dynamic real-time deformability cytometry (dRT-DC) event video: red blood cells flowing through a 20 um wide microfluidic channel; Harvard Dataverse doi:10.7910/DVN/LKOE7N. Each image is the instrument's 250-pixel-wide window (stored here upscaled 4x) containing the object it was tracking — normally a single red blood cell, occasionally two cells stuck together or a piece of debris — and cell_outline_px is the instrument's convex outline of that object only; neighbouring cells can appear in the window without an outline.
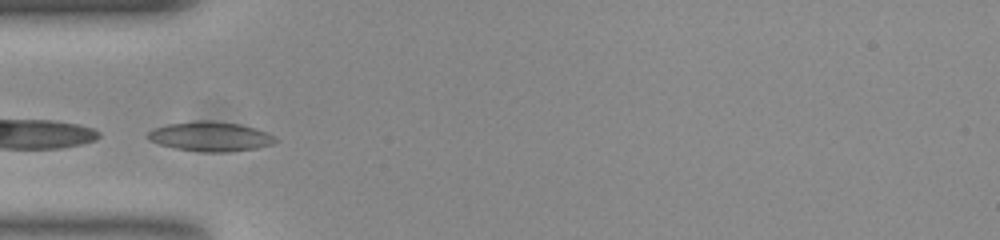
{"species": "common noctule bat (a hibernating species)", "species_latin": "Nyctalus noctula", "temperature_condition": "room temperature", "stored_images_in_passage": 14, "camera_frame_rate_fps": 3000, "um_per_image_px": 0.085, "animal": {"sex": "female", "body_mass_g": 23.0, "forearm_length_mm": 53.4}, "frame": {"image": 1, "passage_image": 1, "time_ms": 0.0, "image_size_px": [1000, 240], "cell_outline_px": [[280, 140], [272, 144], [256, 148], [224, 152], [204, 152], [176, 148], [160, 144], [148, 140], [148, 132], [152, 128], [168, 124], [192, 120], [212, 120], [240, 124], [256, 128]], "centroid_in_image_um": [17.86, 11.59], "position_along_channel_um": 67.1, "area_um2": 21.96}}
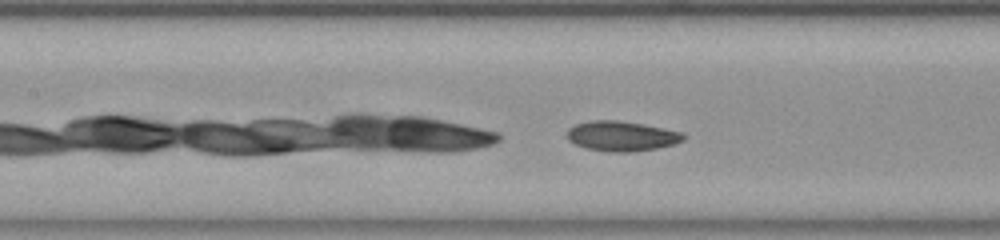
{"frame": {"image": 2, "passage_image": 8, "time_ms": 2.333, "image_size_px": [1000, 240], "cell_outline_px": [[684, 140], [672, 144], [656, 148], [632, 152], [608, 152], [588, 148], [576, 144], [568, 140], [568, 128], [576, 124], [592, 120], [616, 120], [640, 124], [680, 132], [684, 136]], "centroid_in_image_um": [52.79, 11.57], "position_along_channel_um": 154.6, "area_um2": 19.88}}
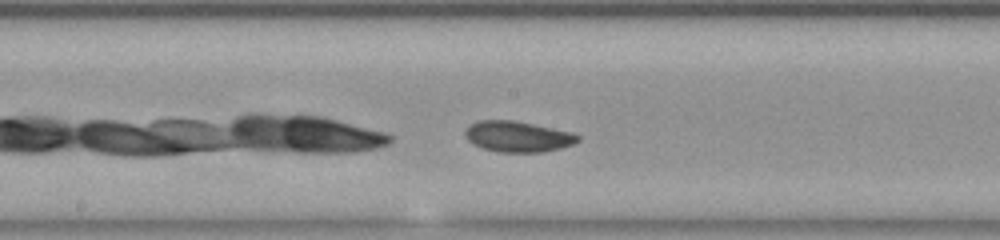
{"frame": {"image": 3, "passage_image": 12, "time_ms": 3.667, "image_size_px": [1000, 240], "cell_outline_px": [[580, 140], [572, 144], [560, 148], [540, 152], [496, 152], [472, 144], [468, 140], [464, 132], [472, 124], [480, 120], [512, 120], [572, 132], [580, 136]], "centroid_in_image_um": [44.01, 11.61], "position_along_channel_um": 204.2, "area_um2": 20.0}}